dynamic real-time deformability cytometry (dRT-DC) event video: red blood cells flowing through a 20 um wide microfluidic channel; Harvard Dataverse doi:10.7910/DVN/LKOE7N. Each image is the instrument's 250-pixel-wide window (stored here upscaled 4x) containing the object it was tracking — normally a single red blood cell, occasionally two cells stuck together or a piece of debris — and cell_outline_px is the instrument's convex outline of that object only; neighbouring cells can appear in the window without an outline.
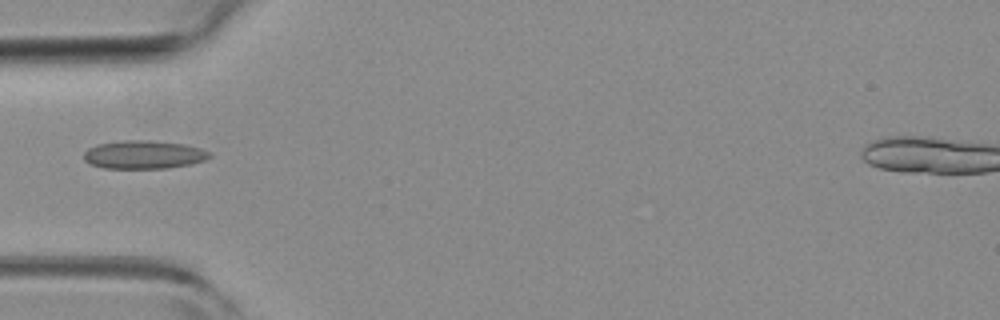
{"species": "common noctule bat (a hibernating species)", "species_latin": "Nyctalus noctula", "temperature_condition": "room temperature", "stored_images_in_passage": 1, "camera_frame_rate_fps": 3000, "um_per_image_px": 0.085, "animal": {"sex": "female", "body_mass_g": 19.3, "forearm_length_mm": 54.1}, "frame": {"image": 1, "passage_image": 1, "time_ms": 0.0, "image_size_px": [1000, 320], "cell_outline_px": [[212, 156], [204, 160], [192, 164], [168, 168], [104, 168], [88, 164], [84, 160], [84, 152], [88, 148], [96, 144], [124, 140], [152, 140], [184, 144], [200, 148], [212, 152]], "centroid_in_image_um": [12.22, 13.14], "position_along_channel_um": 72.8, "area_um2": 20.98}}